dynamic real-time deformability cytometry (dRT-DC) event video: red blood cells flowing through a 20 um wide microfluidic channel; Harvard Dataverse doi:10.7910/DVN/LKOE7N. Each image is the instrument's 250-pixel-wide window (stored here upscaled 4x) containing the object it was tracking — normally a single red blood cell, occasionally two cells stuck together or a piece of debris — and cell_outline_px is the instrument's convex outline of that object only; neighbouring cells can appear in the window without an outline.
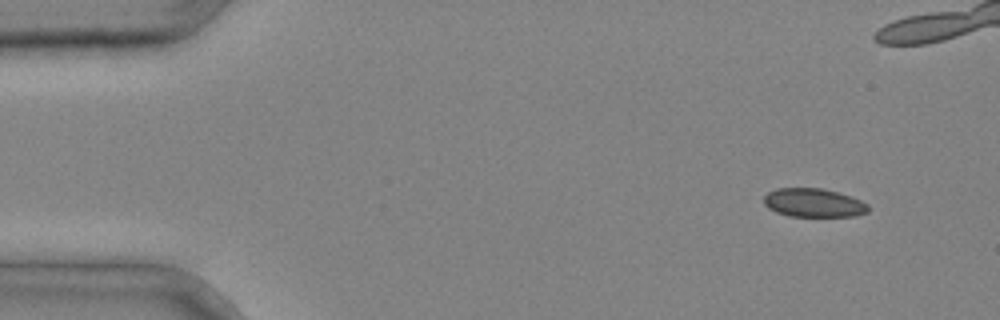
{"species": "common noctule bat (a hibernating species)", "species_latin": "Nyctalus noctula", "temperature_condition": "cold", "stored_images_in_passage": 5, "camera_frame_rate_fps": 3000, "um_per_image_px": 0.085, "animal": {"sex": "male", "body_mass_g": 20.4}, "frame": {"image": 1, "passage_image": 1, "time_ms": 0.0, "image_size_px": [1000, 320], "cell_outline_px": [[868, 212], [856, 216], [788, 216], [776, 212], [768, 208], [764, 204], [764, 196], [768, 192], [776, 188], [820, 188], [852, 196], [868, 204]], "centroid_in_image_um": [69.15, 17.24], "position_along_channel_um": 15.9, "area_um2": 17.46}}